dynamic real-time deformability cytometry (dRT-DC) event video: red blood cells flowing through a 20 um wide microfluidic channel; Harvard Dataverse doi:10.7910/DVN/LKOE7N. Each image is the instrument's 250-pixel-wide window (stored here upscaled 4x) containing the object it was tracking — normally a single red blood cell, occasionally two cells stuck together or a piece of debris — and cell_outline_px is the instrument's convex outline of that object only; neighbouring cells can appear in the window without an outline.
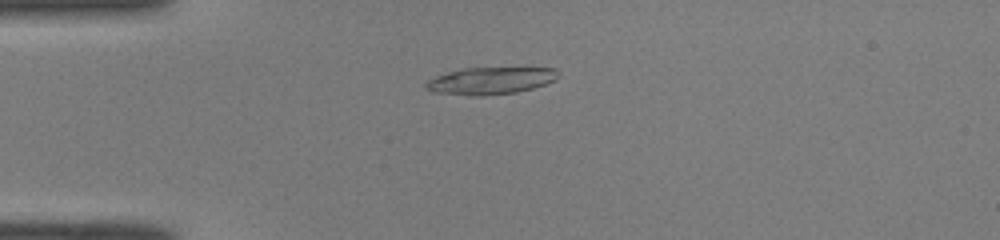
{"species": "common noctule bat (a hibernating species)", "species_latin": "Nyctalus noctula", "temperature_condition": "room temperature", "stored_images_in_passage": 50, "camera_frame_rate_fps": 3000, "um_per_image_px": 0.085, "animal": {"sex": "male", "body_mass_g": 19.0, "forearm_length_mm": 50.8}, "frame": {"image": 1, "passage_image": 13, "time_ms": 4.0, "image_size_px": [1000, 240], "cell_outline_px": [[556, 80], [532, 88], [516, 92], [484, 96], [468, 96], [432, 92], [424, 88], [424, 84], [428, 80], [436, 76], [448, 72], [464, 68], [556, 68]], "centroid_in_image_um": [41.62, 6.87], "position_along_channel_um": 43.4, "area_um2": 20.87}}
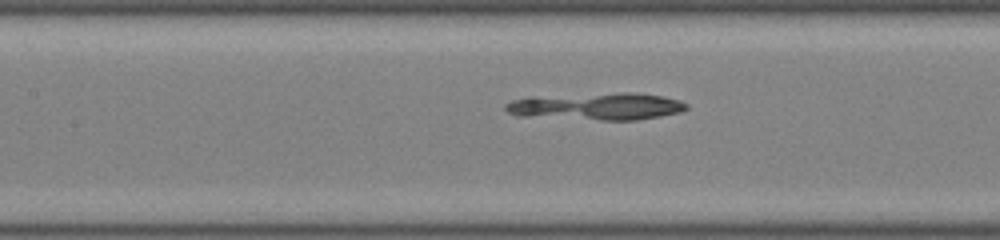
{"frame": {"image": 2, "passage_image": 23, "time_ms": 7.333, "image_size_px": [1000, 240], "cell_outline_px": [[688, 108], [680, 112], [660, 116], [636, 120], [600, 120], [516, 116], [508, 112], [504, 108], [504, 104], [512, 100], [528, 96], [620, 92], [632, 92], [664, 96], [680, 100], [688, 104]], "centroid_in_image_um": [50.68, 9.03], "position_along_channel_um": 156.7, "area_um2": 29.25}}
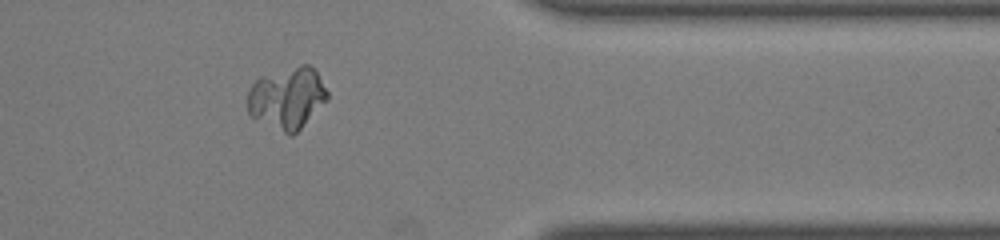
{"frame": {"image": 3, "passage_image": 41, "time_ms": 13.333, "image_size_px": [1000, 240], "cell_outline_px": [[328, 100], [292, 136], [252, 116], [248, 112], [248, 92], [252, 84], [260, 76], [300, 64], [308, 64], [316, 72], [328, 92]], "centroid_in_image_um": [24.42, 8.3], "position_along_channel_um": 387.0, "area_um2": 28.26}}